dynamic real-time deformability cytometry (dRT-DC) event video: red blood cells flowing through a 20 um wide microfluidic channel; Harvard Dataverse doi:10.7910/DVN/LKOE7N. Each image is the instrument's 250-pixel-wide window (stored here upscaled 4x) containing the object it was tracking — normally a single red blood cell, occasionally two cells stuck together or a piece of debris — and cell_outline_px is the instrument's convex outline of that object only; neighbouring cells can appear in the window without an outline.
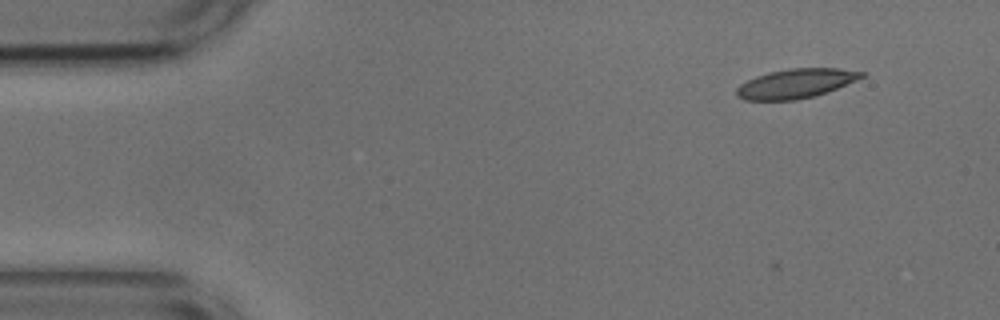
{"species": "common noctule bat (a hibernating species)", "species_latin": "Nyctalus noctula", "temperature_condition": "cold", "stored_images_in_passage": 47, "camera_frame_rate_fps": 3000, "um_per_image_px": 0.085, "animal": {"sex": "male", "body_mass_g": 17.9, "forearm_length_mm": 54.2}, "frame": {"image": 1, "passage_image": 5, "time_ms": 1.333, "image_size_px": [1000, 320], "cell_outline_px": [[864, 76], [856, 80], [836, 88], [812, 96], [796, 100], [744, 100], [736, 96], [736, 88], [740, 84], [756, 76], [768, 72], [792, 68], [840, 68], [864, 72]], "centroid_in_image_um": [67.6, 7.09], "position_along_channel_um": 17.4, "area_um2": 21.15}}
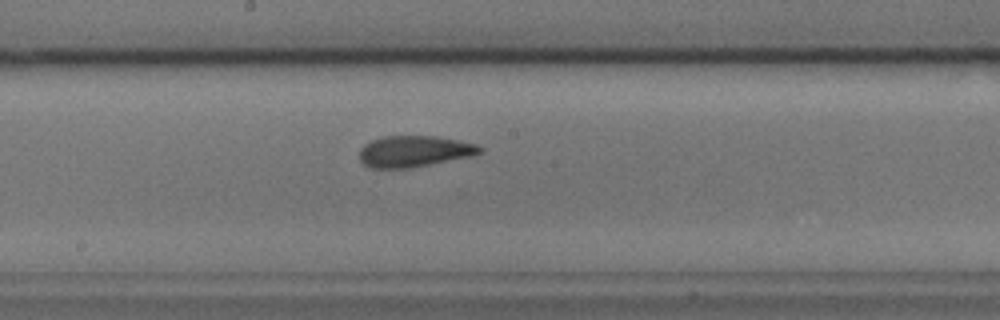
{"frame": {"image": 2, "passage_image": 28, "time_ms": 9.0, "image_size_px": [1000, 320], "cell_outline_px": [[484, 152], [472, 156], [412, 168], [372, 168], [364, 164], [360, 160], [360, 148], [364, 144], [372, 140], [384, 136], [436, 136], [476, 144], [484, 148]], "centroid_in_image_um": [35.23, 12.87], "position_along_channel_um": 213.0, "area_um2": 22.02}}
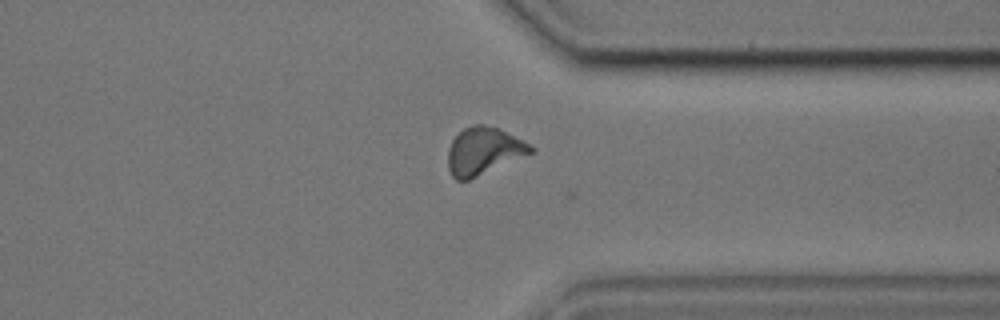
{"frame": {"image": 3, "passage_image": 41, "time_ms": 13.333, "image_size_px": [1000, 320], "cell_outline_px": [[536, 152], [468, 180], [456, 180], [452, 176], [448, 168], [448, 148], [452, 140], [464, 128], [472, 124], [484, 124], [500, 128], [524, 140], [536, 148]], "centroid_in_image_um": [41.15, 12.82], "position_along_channel_um": 370.3, "area_um2": 23.18}, "authors_computed_cell_mechanics": {"area_um2": 21.7328, "velocity_mm_per_s": 3.6885, "shape_relaxation_time_tau1_ms": 5.3454, "shape_relaxation_time_tau2_ms": 2.1208, "deformation_change_tau1": 0.1423, "deformation_change_tau2": 0.0842}}